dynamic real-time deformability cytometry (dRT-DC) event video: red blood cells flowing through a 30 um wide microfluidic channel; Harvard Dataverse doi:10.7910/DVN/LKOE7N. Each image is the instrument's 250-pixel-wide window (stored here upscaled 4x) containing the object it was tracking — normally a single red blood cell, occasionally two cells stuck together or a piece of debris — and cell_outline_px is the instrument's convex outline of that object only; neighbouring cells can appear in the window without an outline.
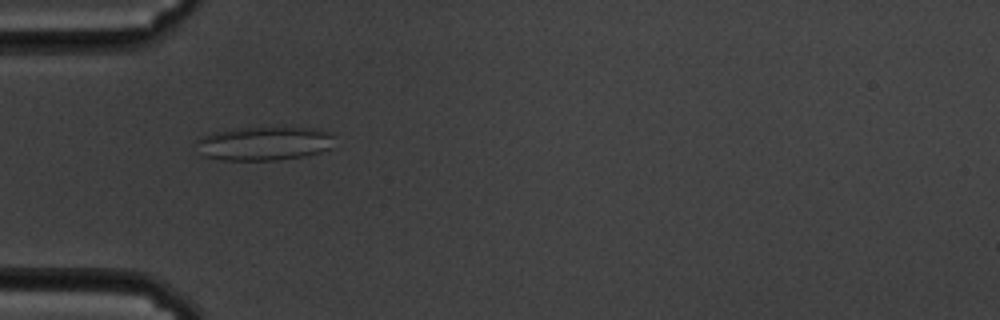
{"species": "common noctule bat (a hibernating species)", "species_latin": "Nyctalus noctula", "temperature_condition": "cold", "stored_images_in_passage": 15, "camera_frame_rate_fps": 3000, "um_per_image_px": 0.085, "animal": {"sex": "male", "body_mass_g": 19.5, "forearm_length_mm": 54.6}, "frame": {"image": 1, "passage_image": 13, "time_ms": 4.0, "image_size_px": [1000, 320], "cell_outline_px": [[332, 148], [320, 152], [304, 156], [280, 160], [220, 160], [204, 156], [196, 140], [200, 136], [212, 132], [232, 128], [316, 128], [332, 132]], "centroid_in_image_um": [22.46, 12.19], "position_along_channel_um": 62.5, "area_um2": 27.28}}